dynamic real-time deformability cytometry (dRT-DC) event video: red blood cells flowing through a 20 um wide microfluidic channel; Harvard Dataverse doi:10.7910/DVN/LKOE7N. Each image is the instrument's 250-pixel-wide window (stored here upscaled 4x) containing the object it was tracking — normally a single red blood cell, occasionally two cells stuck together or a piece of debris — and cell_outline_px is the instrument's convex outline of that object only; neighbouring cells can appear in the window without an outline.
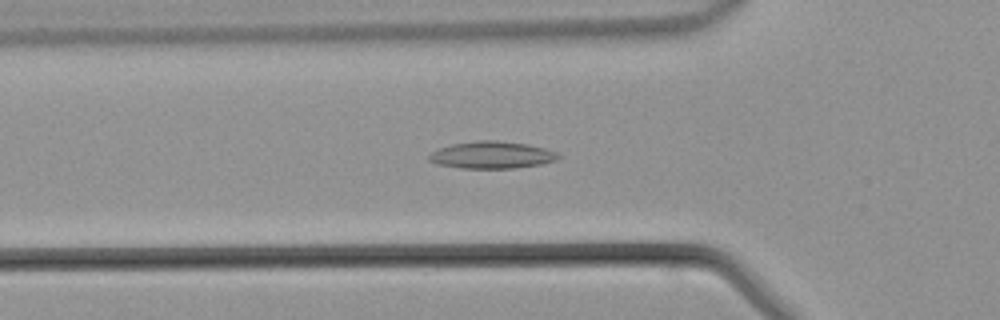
{"species": "common noctule bat (a hibernating species)", "species_latin": "Nyctalus noctula", "temperature_condition": "warm", "stored_images_in_passage": 30, "camera_frame_rate_fps": 3000, "um_per_image_px": 0.085, "animal": {"sex": "male", "body_mass_g": 21.5, "forearm_length_mm": 52.0}, "frame": {"image": 1, "passage_image": 4, "time_ms": 1.0, "image_size_px": [1000, 320], "cell_outline_px": [[560, 156], [556, 160], [540, 164], [516, 168], [460, 168], [436, 164], [428, 160], [428, 156], [432, 152], [440, 148], [452, 144], [476, 140], [496, 140], [528, 144], [560, 152]], "centroid_in_image_um": [41.81, 13.17], "position_along_channel_um": 84.0, "area_um2": 20.52}}
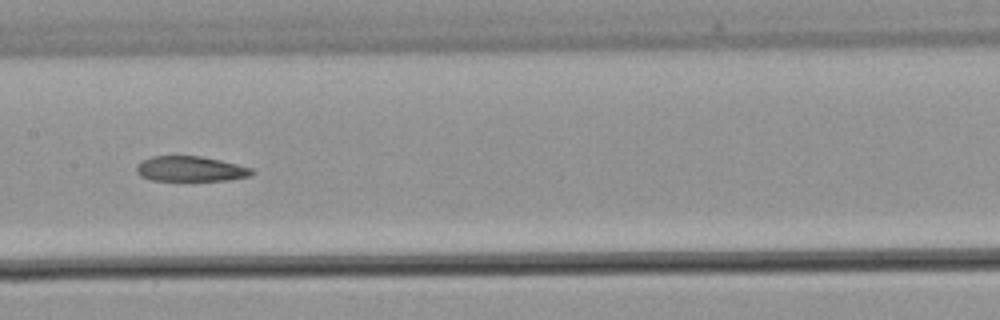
{"frame": {"image": 2, "passage_image": 11, "time_ms": 3.333, "image_size_px": [1000, 320], "cell_outline_px": [[256, 172], [252, 176], [228, 180], [152, 180], [140, 176], [136, 172], [136, 164], [140, 160], [152, 156], [200, 156], [220, 160], [252, 168]], "centroid_in_image_um": [16.18, 14.35], "position_along_channel_um": 191.2, "area_um2": 17.05}}
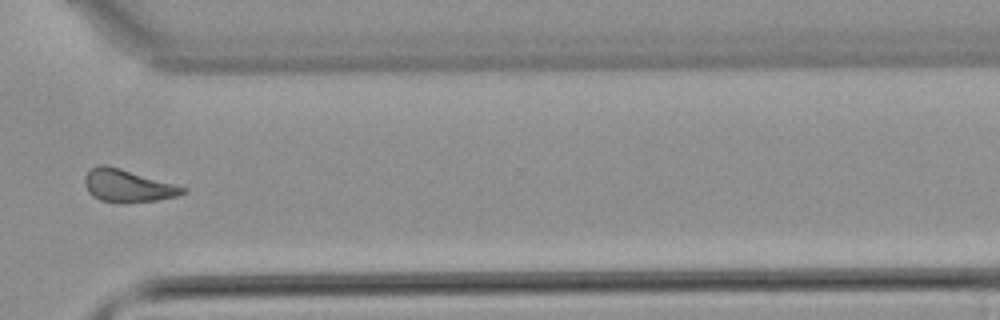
{"frame": {"image": 3, "passage_image": 22, "time_ms": 7.0, "image_size_px": [1000, 320], "cell_outline_px": [[188, 192], [176, 196], [156, 200], [100, 200], [92, 196], [88, 192], [84, 184], [84, 176], [96, 164], [104, 164], [120, 168], [188, 188]], "centroid_in_image_um": [10.84, 15.74], "position_along_channel_um": 359.8, "area_um2": 17.98}}